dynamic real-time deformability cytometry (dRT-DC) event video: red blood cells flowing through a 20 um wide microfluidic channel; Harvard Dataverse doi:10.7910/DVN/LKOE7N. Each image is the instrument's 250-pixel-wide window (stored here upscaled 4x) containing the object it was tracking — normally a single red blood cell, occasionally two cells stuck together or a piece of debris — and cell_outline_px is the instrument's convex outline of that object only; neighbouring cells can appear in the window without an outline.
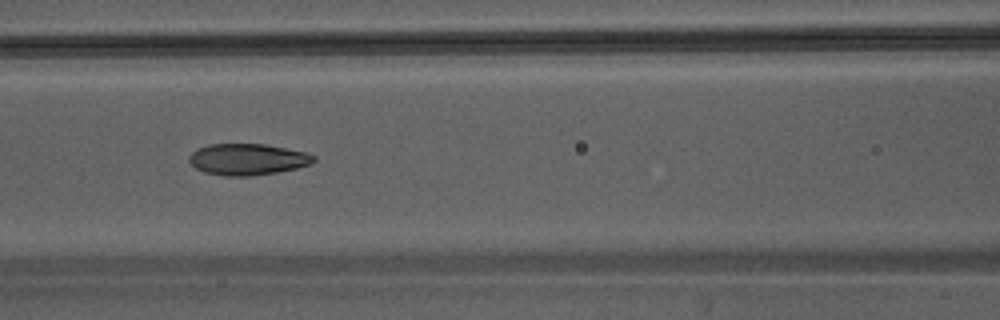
{"species": "Egyptian fruit bat (a non-hibernating species)", "species_latin": "Rousettus aegyptiacus", "temperature_condition": "warm", "stored_images_in_passage": 46, "camera_frame_rate_fps": 3000, "um_per_image_px": 0.085, "animal": {"sex": "male"}, "frame": {"image": 1, "passage_image": 21, "time_ms": 6.667, "image_size_px": [1000, 320], "cell_outline_px": [[316, 160], [312, 164], [296, 168], [276, 172], [248, 176], [224, 176], [204, 172], [196, 168], [188, 160], [188, 156], [196, 148], [208, 144], [264, 144], [304, 152], [316, 156]], "centroid_in_image_um": [21.02, 13.54], "position_along_channel_um": 145.6, "area_um2": 22.77}}
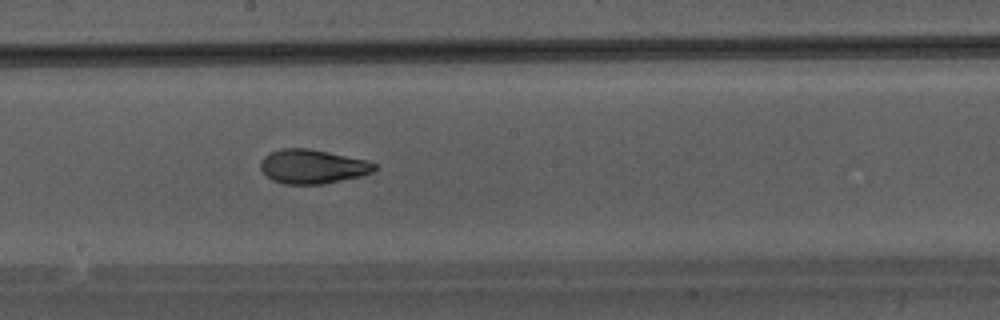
{"frame": {"image": 2, "passage_image": 26, "time_ms": 8.333, "image_size_px": [1000, 320], "cell_outline_px": [[376, 168], [372, 172], [360, 176], [324, 184], [284, 184], [272, 180], [260, 168], [260, 160], [268, 152], [280, 148], [308, 148], [368, 160], [376, 164]], "centroid_in_image_um": [26.54, 14.14], "position_along_channel_um": 221.7, "area_um2": 22.77}}
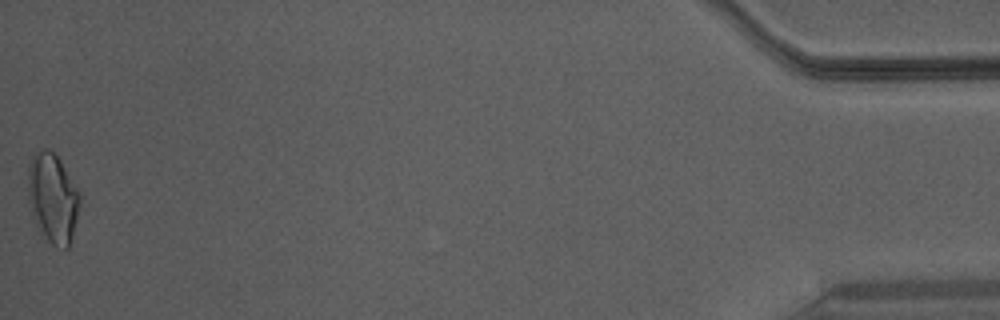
{"frame": {"image": 3, "passage_image": 46, "time_ms": 15.0, "image_size_px": [1000, 320], "cell_outline_px": [[80, 204], [72, 236], [68, 248], [56, 248], [48, 240], [36, 224], [28, 200], [28, 168], [32, 160], [44, 148], [48, 148], [60, 160], [80, 192]], "centroid_in_image_um": [4.5, 16.86], "position_along_channel_um": 430.7, "area_um2": 26.53}}